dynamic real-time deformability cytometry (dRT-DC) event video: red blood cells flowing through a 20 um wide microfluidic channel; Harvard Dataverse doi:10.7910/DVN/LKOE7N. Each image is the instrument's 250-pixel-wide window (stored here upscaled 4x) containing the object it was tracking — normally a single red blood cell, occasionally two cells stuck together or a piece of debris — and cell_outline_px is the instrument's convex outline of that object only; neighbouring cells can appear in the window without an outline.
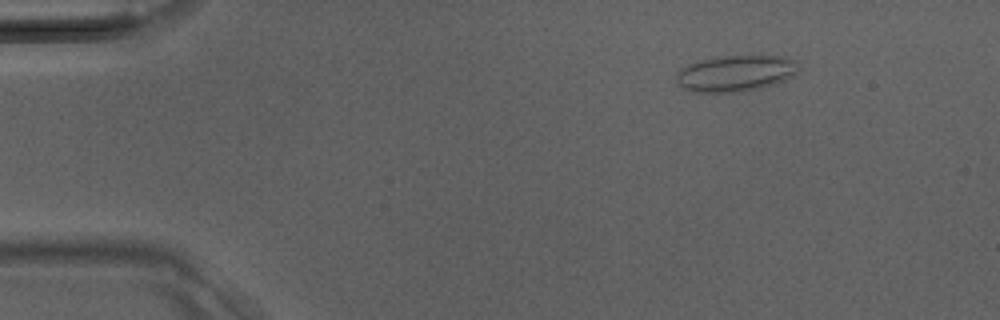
{"species": "Egyptian fruit bat (a non-hibernating species)", "species_latin": "Rousettus aegyptiacus", "temperature_condition": "room temperature", "stored_images_in_passage": 36, "camera_frame_rate_fps": 3000, "um_per_image_px": 0.085, "animal": {"sex": "male"}, "frame": {"image": 1, "passage_image": 2, "time_ms": 0.333, "image_size_px": [1000, 320], "cell_outline_px": [[796, 72], [784, 80], [776, 84], [760, 88], [740, 92], [692, 92], [680, 88], [676, 84], [676, 72], [688, 64], [696, 60], [720, 56], [780, 56], [796, 60]], "centroid_in_image_um": [62.43, 6.24], "position_along_channel_um": 22.6, "area_um2": 25.95}}
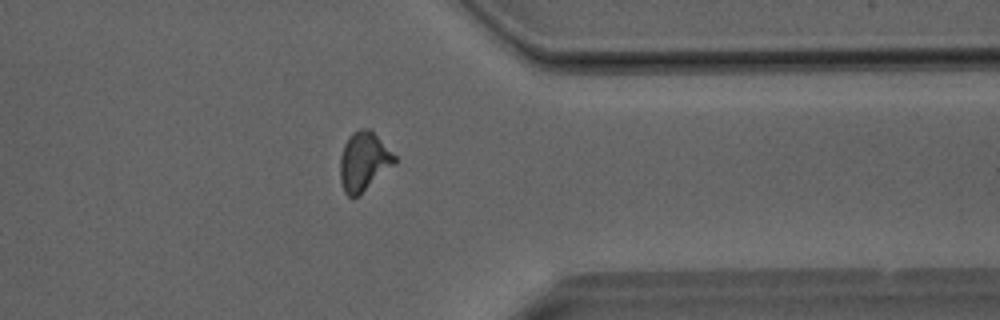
{"frame": {"image": 2, "passage_image": 28, "time_ms": 9.0, "image_size_px": [1000, 320], "cell_outline_px": [[396, 164], [360, 196], [348, 196], [344, 192], [340, 180], [340, 156], [344, 144], [348, 136], [352, 132], [360, 128], [372, 128], [396, 156]], "centroid_in_image_um": [30.94, 13.71], "position_along_channel_um": 380.5, "area_um2": 19.31}}
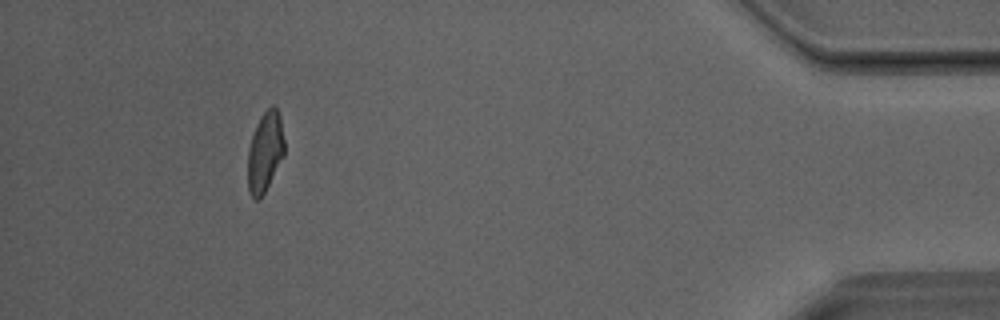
{"frame": {"image": 3, "passage_image": 33, "time_ms": 10.667, "image_size_px": [1000, 320], "cell_outline_px": [[284, 156], [260, 200], [256, 200], [248, 192], [248, 148], [256, 124], [260, 116], [272, 104], [276, 108], [280, 116], [284, 140]], "centroid_in_image_um": [22.52, 12.91], "position_along_channel_um": 412.7, "area_um2": 17.11}}